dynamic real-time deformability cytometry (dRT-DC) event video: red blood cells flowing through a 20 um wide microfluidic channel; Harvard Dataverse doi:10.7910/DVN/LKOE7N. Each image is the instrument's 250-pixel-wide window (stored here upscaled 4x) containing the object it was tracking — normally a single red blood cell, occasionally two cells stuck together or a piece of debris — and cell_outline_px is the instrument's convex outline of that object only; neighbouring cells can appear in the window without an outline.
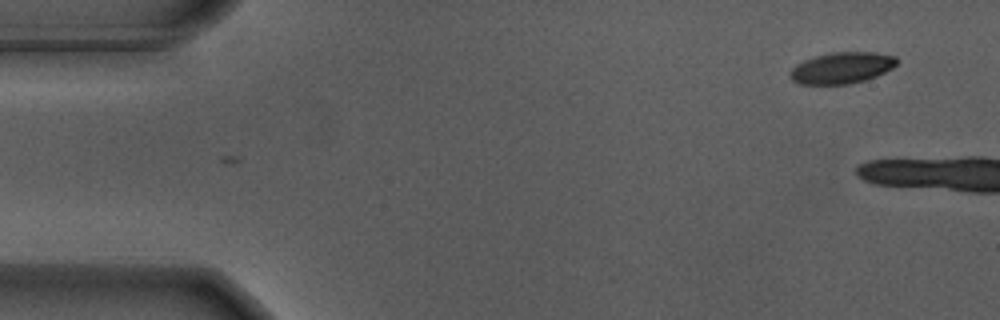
{"species": "Egyptian fruit bat (a non-hibernating species)", "species_latin": "Rousettus aegyptiacus", "temperature_condition": "warm", "stored_images_in_passage": 2, "camera_frame_rate_fps": 3000, "um_per_image_px": 0.085, "animal": {"sex": "male"}, "frame": {"image": 1, "passage_image": 1, "time_ms": 0.0, "image_size_px": [1000, 320], "cell_outline_px": [[896, 64], [892, 68], [876, 76], [864, 80], [848, 84], [800, 84], [792, 80], [788, 76], [792, 68], [796, 64], [804, 60], [816, 56], [832, 52], [872, 52], [896, 56]], "centroid_in_image_um": [71.52, 5.77], "position_along_channel_um": 13.5, "area_um2": 19.36}}